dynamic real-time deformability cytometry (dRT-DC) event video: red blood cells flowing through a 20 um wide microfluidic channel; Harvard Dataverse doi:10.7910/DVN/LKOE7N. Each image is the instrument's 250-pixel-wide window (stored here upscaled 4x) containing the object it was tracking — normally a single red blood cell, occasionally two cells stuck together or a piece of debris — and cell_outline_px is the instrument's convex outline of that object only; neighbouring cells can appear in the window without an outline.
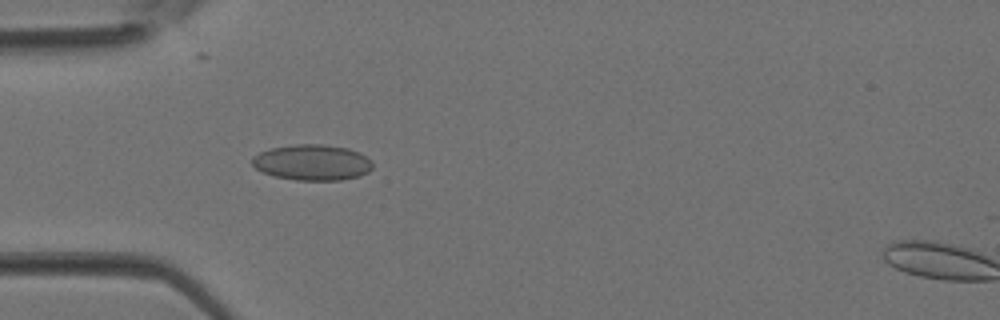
{"species": "Egyptian fruit bat (a non-hibernating species)", "species_latin": "Rousettus aegyptiacus", "temperature_condition": "room temperature", "stored_images_in_passage": 4, "camera_frame_rate_fps": 3000, "um_per_image_px": 0.085, "animal": {"sex": "female"}, "frame": {"image": 1, "passage_image": 3, "time_ms": 0.667, "image_size_px": [1000, 320], "cell_outline_px": [[372, 168], [368, 172], [360, 176], [340, 180], [296, 180], [276, 176], [264, 172], [256, 168], [252, 164], [252, 156], [260, 152], [272, 148], [296, 144], [324, 144], [348, 148], [360, 152], [372, 160]], "centroid_in_image_um": [26.58, 13.8], "position_along_channel_um": 58.4, "area_um2": 25.14}}